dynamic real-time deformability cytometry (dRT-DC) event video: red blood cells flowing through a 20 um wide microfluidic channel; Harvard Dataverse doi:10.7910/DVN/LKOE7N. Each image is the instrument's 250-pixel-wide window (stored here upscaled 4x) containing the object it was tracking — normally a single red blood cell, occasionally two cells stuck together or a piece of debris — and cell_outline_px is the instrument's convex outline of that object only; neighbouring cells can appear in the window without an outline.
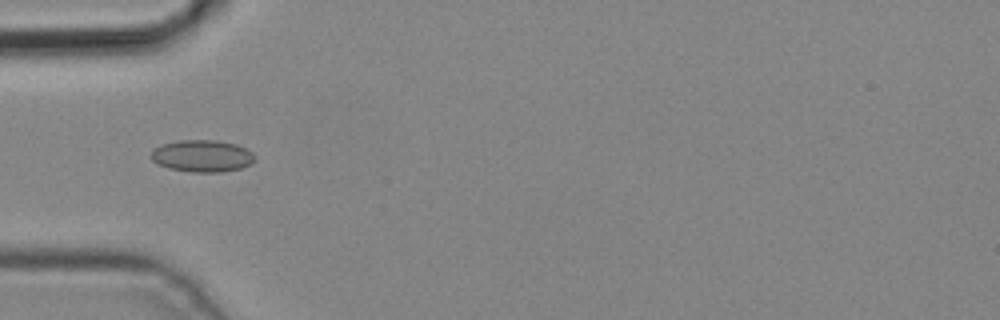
{"species": "common noctule bat (a hibernating species)", "species_latin": "Nyctalus noctula", "temperature_condition": "cold", "stored_images_in_passage": 4, "camera_frame_rate_fps": 3000, "um_per_image_px": 0.085, "animal": {"sex": "male", "body_mass_g": 19.2, "forearm_length_mm": 51.8}, "frame": {"image": 1, "passage_image": 4, "time_ms": 1.0, "image_size_px": [1000, 320], "cell_outline_px": [[256, 156], [248, 164], [240, 168], [220, 172], [192, 172], [168, 168], [156, 164], [148, 156], [152, 148], [160, 144], [180, 140], [216, 140], [236, 144], [252, 152]], "centroid_in_image_um": [17.09, 13.25], "position_along_channel_um": 67.9, "area_um2": 19.48}}